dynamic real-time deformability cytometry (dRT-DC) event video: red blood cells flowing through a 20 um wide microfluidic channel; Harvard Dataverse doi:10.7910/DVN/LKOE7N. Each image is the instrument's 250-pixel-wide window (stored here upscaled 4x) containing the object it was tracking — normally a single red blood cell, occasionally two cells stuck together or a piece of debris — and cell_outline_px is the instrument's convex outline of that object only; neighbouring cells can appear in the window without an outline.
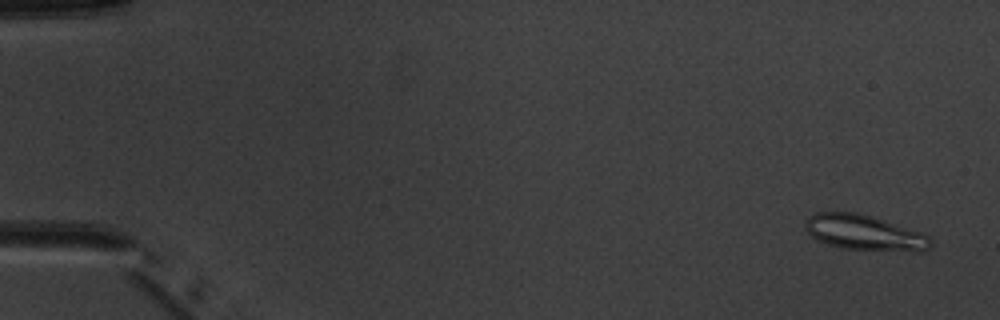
{"species": "common noctule bat (a hibernating species)", "species_latin": "Nyctalus noctula", "temperature_condition": "warm", "stored_images_in_passage": 4, "camera_frame_rate_fps": 3000, "um_per_image_px": 0.085, "animal": {"sex": "male", "body_mass_g": 20.1, "forearm_length_mm": 53.5}, "frame": {"image": 1, "passage_image": 1, "time_ms": 0.0, "image_size_px": [1000, 320], "cell_outline_px": [[932, 244], [924, 252], [916, 252], [840, 248], [816, 240], [804, 228], [804, 220], [808, 216], [816, 212], [856, 212], [872, 216], [920, 232], [928, 236], [932, 240]], "centroid_in_image_um": [73.45, 19.78], "position_along_channel_um": 11.5, "area_um2": 26.01}}
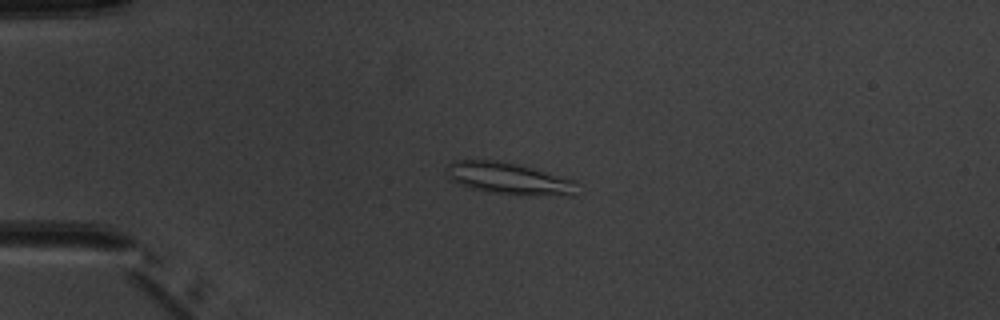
{"frame": {"image": 2, "passage_image": 4, "time_ms": 3.667, "image_size_px": [1000, 320], "cell_outline_px": [[580, 184], [576, 196], [528, 196], [484, 192], [460, 184], [452, 180], [444, 172], [444, 168], [452, 160], [496, 160], [576, 180]], "centroid_in_image_um": [43.29, 15.21], "position_along_channel_um": 41.7, "area_um2": 24.57}}